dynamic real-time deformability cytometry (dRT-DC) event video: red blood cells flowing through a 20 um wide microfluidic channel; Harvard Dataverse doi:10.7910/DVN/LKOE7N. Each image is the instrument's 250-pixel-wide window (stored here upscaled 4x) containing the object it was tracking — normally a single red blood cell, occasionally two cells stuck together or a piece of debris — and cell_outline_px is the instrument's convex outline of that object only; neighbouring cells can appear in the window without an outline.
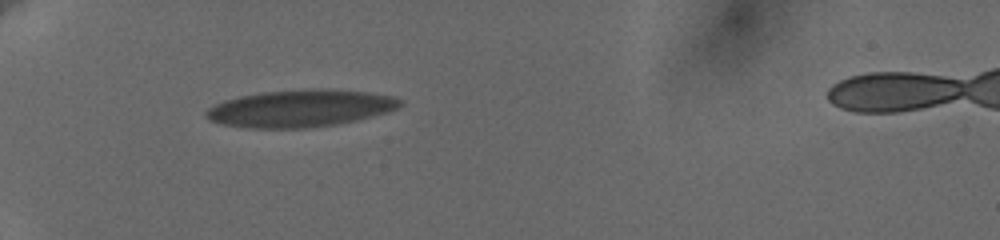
{"species": "human", "species_latin": "Homo sapiens", "temperature_condition": "cold", "stored_images_in_passage": 39, "camera_frame_rate_fps": 3000, "um_per_image_px": 0.085, "donor": {"sex": "female"}, "frame": {"image": 1, "passage_image": 1, "time_ms": 0.0, "image_size_px": [1000, 240], "cell_outline_px": [[404, 104], [396, 108], [372, 116], [356, 120], [336, 124], [308, 128], [244, 128], [224, 124], [208, 120], [204, 116], [204, 112], [208, 108], [224, 100], [240, 96], [260, 92], [300, 88], [328, 88], [368, 92], [392, 96], [404, 100]], "centroid_in_image_um": [25.5, 9.19], "position_along_channel_um": 59.5, "area_um2": 42.48}}
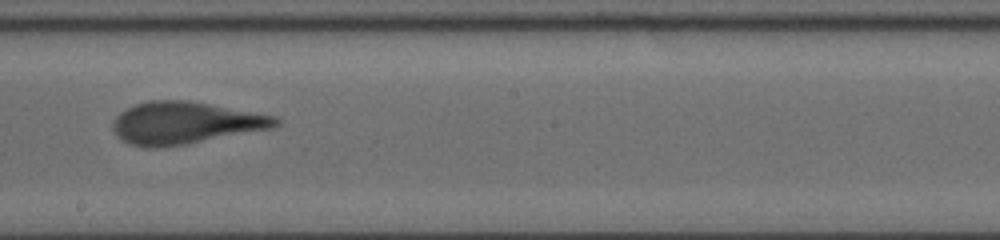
{"frame": {"image": 2, "passage_image": 17, "time_ms": 5.333, "image_size_px": [1000, 240], "cell_outline_px": [[284, 120], [276, 128], [184, 144], [156, 148], [152, 148], [128, 144], [112, 128], [112, 124], [116, 116], [120, 112], [136, 104], [148, 100], [188, 100], [276, 116]], "centroid_in_image_um": [15.8, 10.44], "position_along_channel_um": 232.4, "area_um2": 39.94}}
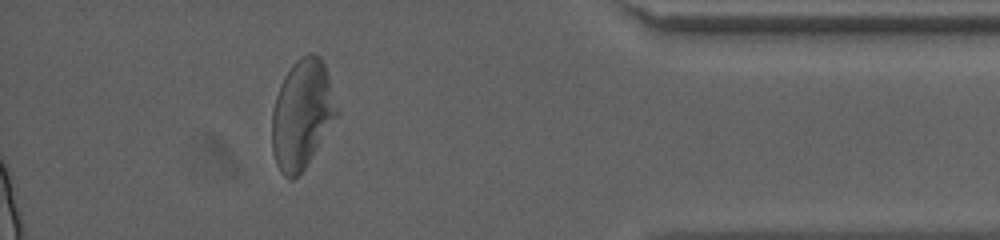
{"frame": {"image": 3, "passage_image": 34, "time_ms": 11.0, "image_size_px": [1000, 240], "cell_outline_px": [[340, 112], [304, 168], [292, 180], [288, 180], [280, 172], [276, 164], [272, 152], [272, 112], [276, 96], [280, 84], [284, 76], [292, 64], [300, 56], [308, 52], [312, 52], [320, 56], [324, 64]], "centroid_in_image_um": [25.66, 9.69], "position_along_channel_um": 409.5, "area_um2": 41.21}, "authors_computed_cell_mechanics": {"area_um2": 40.4022, "velocity_mm_per_s": 3.6225, "shape_relaxation_time_tau1_ms": 4.8223, "shape_relaxation_time_tau2_ms": 0.8242, "deformation_change_tau1": 0.1754, "deformation_change_tau2": 0.0624}}